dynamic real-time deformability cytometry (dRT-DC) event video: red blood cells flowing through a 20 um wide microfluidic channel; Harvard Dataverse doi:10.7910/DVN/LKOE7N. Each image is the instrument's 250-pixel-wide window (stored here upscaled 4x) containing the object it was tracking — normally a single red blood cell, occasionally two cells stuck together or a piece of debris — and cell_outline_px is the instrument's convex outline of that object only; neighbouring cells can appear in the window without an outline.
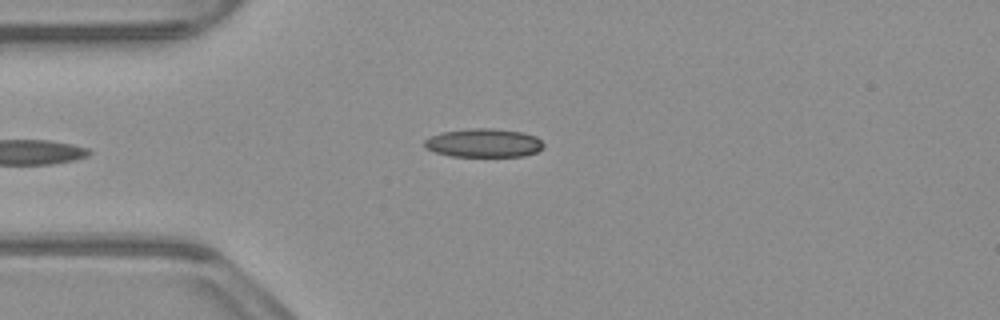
{"species": "common noctule bat (a hibernating species)", "species_latin": "Nyctalus noctula", "temperature_condition": "warm", "stored_images_in_passage": 37, "camera_frame_rate_fps": 3000, "um_per_image_px": 0.085, "animal": {"sex": "male", "body_mass_g": 23.1, "forearm_length_mm": 52.7}, "frame": {"image": 1, "passage_image": 2, "time_ms": 0.333, "image_size_px": [1000, 320], "cell_outline_px": [[544, 148], [536, 152], [524, 156], [452, 156], [436, 152], [424, 148], [424, 140], [440, 132], [468, 128], [492, 128], [520, 132], [536, 136], [544, 144]], "centroid_in_image_um": [41.11, 12.15], "position_along_channel_um": 43.9, "area_um2": 19.88}}
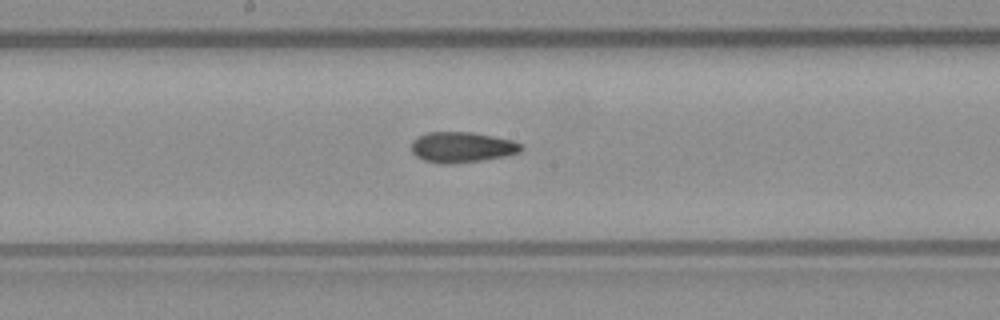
{"frame": {"image": 2, "passage_image": 16, "time_ms": 5.0, "image_size_px": [1000, 320], "cell_outline_px": [[524, 148], [520, 152], [504, 156], [480, 160], [452, 164], [440, 164], [424, 160], [416, 156], [412, 152], [412, 140], [428, 132], [472, 132], [512, 140], [520, 144]], "centroid_in_image_um": [39.25, 12.51], "position_along_channel_um": 209.0, "area_um2": 19.42}}
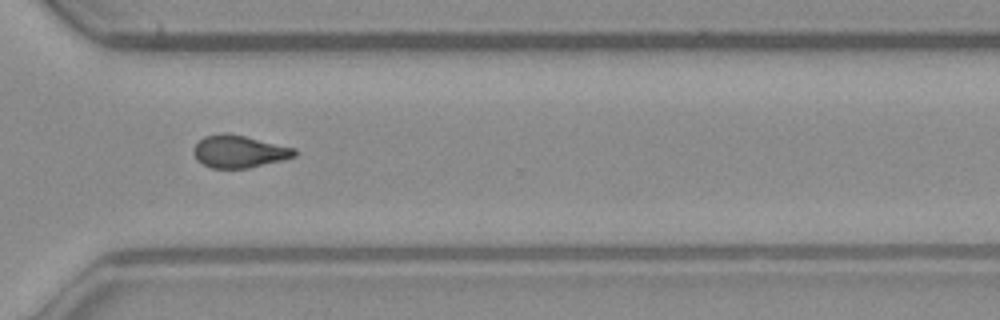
{"frame": {"image": 3, "passage_image": 27, "time_ms": 8.667, "image_size_px": [1000, 320], "cell_outline_px": [[296, 156], [284, 160], [248, 168], [212, 168], [196, 160], [192, 152], [192, 148], [204, 136], [220, 132], [228, 132], [296, 148]], "centroid_in_image_um": [20.31, 12.86], "position_along_channel_um": 350.3, "area_um2": 19.31}, "authors_computed_cell_mechanics": {"area_um2": 19.5942, "velocity_mm_per_s": 3.8606, "shape_relaxation_time_tau1_ms": null, "shape_relaxation_time_tau2_ms": 3.5132, "deformation_change_tau1": null, "deformation_change_tau2": 0.0981}}